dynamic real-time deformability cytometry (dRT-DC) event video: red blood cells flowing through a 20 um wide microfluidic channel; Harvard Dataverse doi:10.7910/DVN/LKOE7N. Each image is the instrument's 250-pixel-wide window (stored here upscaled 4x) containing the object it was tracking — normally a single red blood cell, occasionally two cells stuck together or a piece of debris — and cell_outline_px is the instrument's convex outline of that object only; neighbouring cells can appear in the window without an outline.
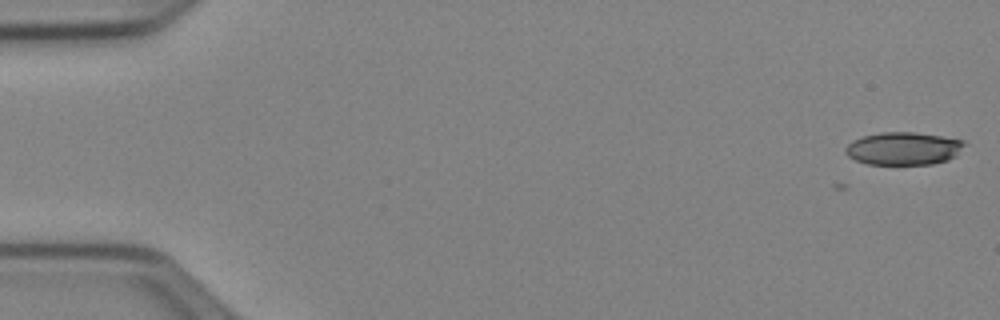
{"species": "Egyptian fruit bat (a non-hibernating species)", "species_latin": "Rousettus aegyptiacus", "temperature_condition": "cold", "stored_images_in_passage": 3, "camera_frame_rate_fps": 3000, "um_per_image_px": 0.085, "animal": {"sex": "female"}, "frame": {"image": 1, "passage_image": 1, "time_ms": 0.0, "image_size_px": [1000, 320], "cell_outline_px": [[968, 144], [956, 156], [948, 160], [932, 164], [868, 164], [856, 160], [848, 156], [844, 152], [844, 148], [852, 140], [864, 136], [880, 132], [916, 132], [964, 140]], "centroid_in_image_um": [76.82, 12.62], "position_along_channel_um": 8.2, "area_um2": 22.95}}